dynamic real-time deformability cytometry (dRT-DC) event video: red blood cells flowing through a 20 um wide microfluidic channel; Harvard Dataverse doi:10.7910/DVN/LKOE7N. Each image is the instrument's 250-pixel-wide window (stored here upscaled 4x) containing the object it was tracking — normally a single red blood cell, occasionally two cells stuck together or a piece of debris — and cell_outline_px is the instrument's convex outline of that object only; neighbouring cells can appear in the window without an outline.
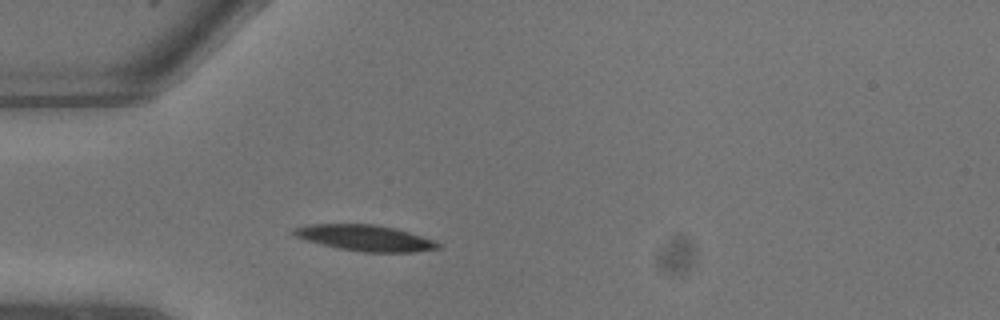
{"species": "common noctule bat (a hibernating species)", "species_latin": "Nyctalus noctula", "temperature_condition": "warm", "stored_images_in_passage": 6, "camera_frame_rate_fps": 3000, "um_per_image_px": 0.085, "animal": {"sex": "male", "body_mass_g": 13.3}, "frame": {"image": 1, "passage_image": 3, "time_ms": 0.667, "image_size_px": [1000, 320], "cell_outline_px": [[440, 248], [412, 252], [364, 252], [336, 248], [308, 240], [296, 236], [292, 232], [292, 228], [304, 224], [376, 224], [396, 228], [436, 240], [440, 244]], "centroid_in_image_um": [31.05, 20.21], "position_along_channel_um": 53.9, "area_um2": 21.91}}